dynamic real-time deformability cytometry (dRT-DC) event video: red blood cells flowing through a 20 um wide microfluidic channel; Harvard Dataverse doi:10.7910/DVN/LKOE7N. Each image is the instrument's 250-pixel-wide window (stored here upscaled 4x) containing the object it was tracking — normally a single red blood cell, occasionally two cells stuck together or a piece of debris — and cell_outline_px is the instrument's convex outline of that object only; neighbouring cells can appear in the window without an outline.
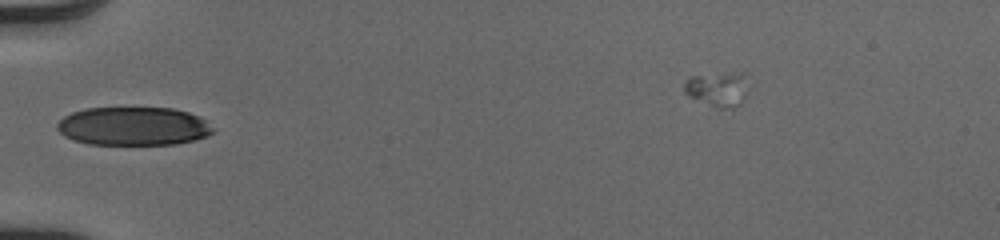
{"species": "human", "species_latin": "Homo sapiens", "temperature_condition": "cold", "stored_images_in_passage": 6, "camera_frame_rate_fps": 3000, "um_per_image_px": 0.085, "donor": {"sex": "male"}, "frame": {"image": 1, "passage_image": 1, "time_ms": 0.0, "image_size_px": [1000, 240], "cell_outline_px": [[212, 132], [208, 136], [196, 140], [176, 144], [88, 144], [72, 140], [64, 136], [56, 128], [56, 124], [64, 116], [72, 112], [88, 108], [172, 108], [188, 112], [204, 120], [212, 128]], "centroid_in_image_um": [11.3, 10.73], "position_along_channel_um": 73.7, "area_um2": 34.85}}
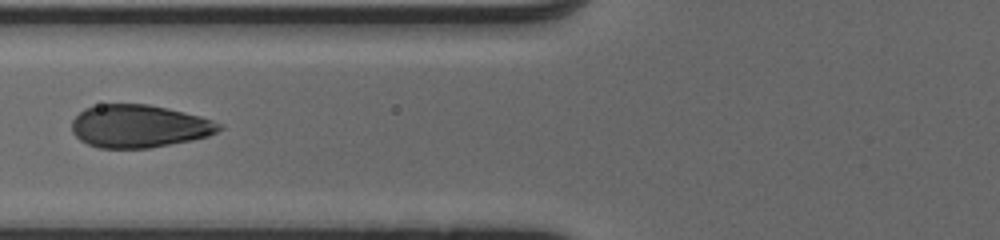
{"frame": {"image": 2, "passage_image": 4, "time_ms": 1.0, "image_size_px": [1000, 240], "cell_outline_px": [[224, 128], [208, 136], [192, 140], [148, 148], [100, 148], [88, 144], [80, 140], [72, 132], [72, 120], [84, 108], [100, 104], [148, 104], [168, 108], [200, 116], [224, 124]], "centroid_in_image_um": [11.83, 10.72], "position_along_channel_um": 114.0, "area_um2": 36.82}}